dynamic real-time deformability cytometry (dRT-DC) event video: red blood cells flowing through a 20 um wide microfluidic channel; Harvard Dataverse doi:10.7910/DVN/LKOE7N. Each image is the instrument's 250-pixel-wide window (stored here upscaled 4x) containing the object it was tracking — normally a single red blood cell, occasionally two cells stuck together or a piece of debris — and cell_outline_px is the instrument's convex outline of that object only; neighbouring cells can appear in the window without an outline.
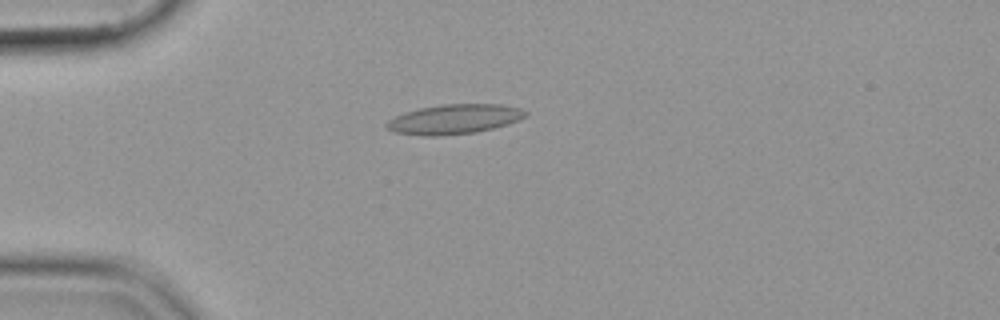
{"species": "common noctule bat (a hibernating species)", "species_latin": "Nyctalus noctula", "temperature_condition": "cold", "stored_images_in_passage": 55, "camera_frame_rate_fps": 3000, "um_per_image_px": 0.085, "animal": {"sex": "female", "body_mass_g": 19.9}, "frame": {"image": 1, "passage_image": 15, "time_ms": 4.667, "image_size_px": [1000, 320], "cell_outline_px": [[528, 116], [508, 124], [476, 132], [440, 136], [424, 136], [396, 132], [388, 128], [384, 124], [388, 120], [404, 112], [420, 108], [444, 104], [504, 104], [520, 108], [528, 112]], "centroid_in_image_um": [38.64, 10.12], "position_along_channel_um": 46.4, "area_um2": 24.04}}
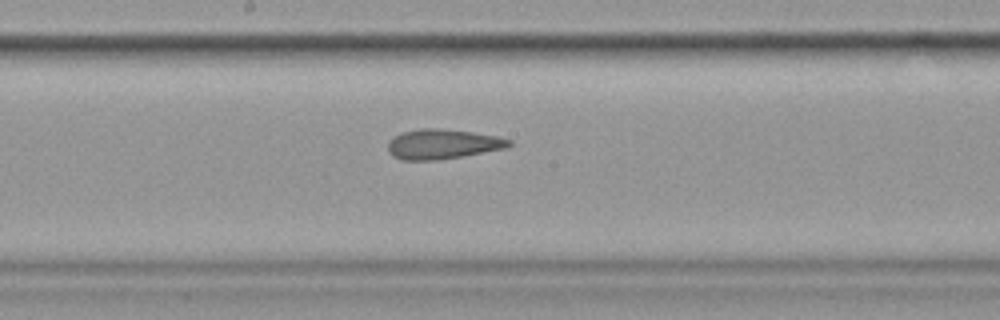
{"frame": {"image": 2, "passage_image": 30, "time_ms": 9.667, "image_size_px": [1000, 320], "cell_outline_px": [[512, 144], [508, 148], [464, 156], [436, 160], [400, 160], [392, 156], [388, 152], [388, 140], [392, 136], [400, 132], [420, 128], [444, 128], [472, 132], [496, 136], [512, 140]], "centroid_in_image_um": [37.59, 12.24], "position_along_channel_um": 210.6, "area_um2": 21.5}}
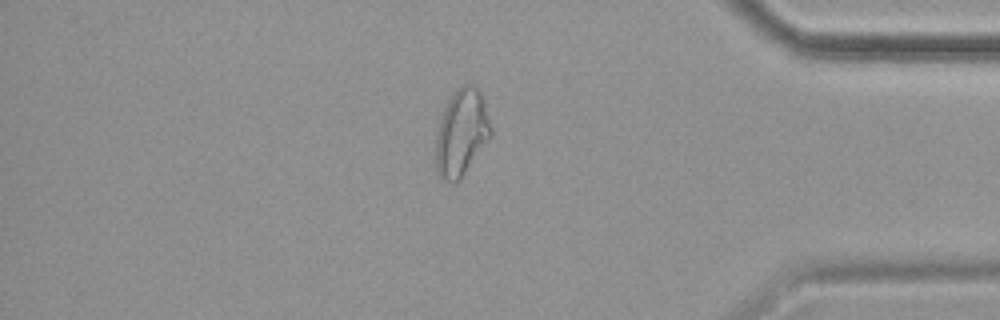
{"frame": {"image": 3, "passage_image": 47, "time_ms": 15.333, "image_size_px": [1000, 320], "cell_outline_px": [[492, 136], [460, 180], [456, 184], [452, 184], [440, 176], [436, 168], [436, 132], [448, 96], [456, 88], [464, 84], [476, 84], [484, 100], [492, 128]], "centroid_in_image_um": [39.24, 11.25], "position_along_channel_um": 396.0, "area_um2": 28.32}}